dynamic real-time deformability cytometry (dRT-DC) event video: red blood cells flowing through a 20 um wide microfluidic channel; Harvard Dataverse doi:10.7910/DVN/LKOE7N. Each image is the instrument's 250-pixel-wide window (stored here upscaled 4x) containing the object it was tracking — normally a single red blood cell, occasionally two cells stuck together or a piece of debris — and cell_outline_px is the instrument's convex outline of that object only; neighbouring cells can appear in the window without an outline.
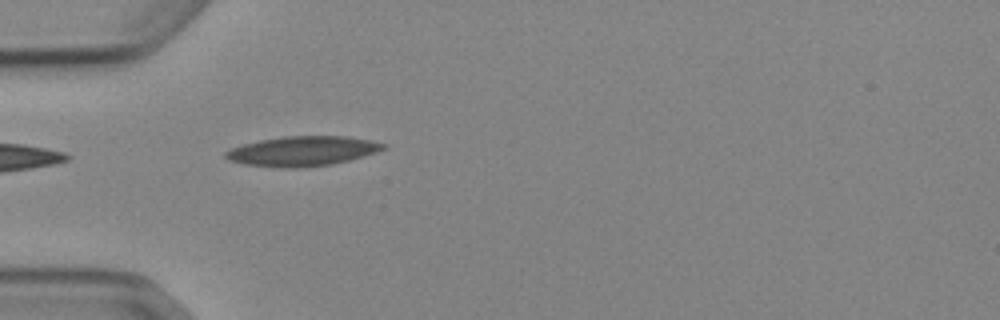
{"species": "Egyptian fruit bat (a non-hibernating species)", "species_latin": "Rousettus aegyptiacus", "temperature_condition": "cold", "stored_images_in_passage": 3, "camera_frame_rate_fps": 3000, "um_per_image_px": 0.085, "animal": {"sex": "female"}, "frame": {"image": 1, "passage_image": 3, "time_ms": 2.333, "image_size_px": [1000, 320], "cell_outline_px": [[388, 148], [376, 152], [348, 160], [332, 164], [300, 168], [284, 168], [244, 164], [228, 160], [224, 156], [224, 152], [232, 148], [244, 144], [260, 140], [284, 136], [344, 136], [368, 140], [388, 144]], "centroid_in_image_um": [25.71, 12.85], "position_along_channel_um": 59.3, "area_um2": 27.28}}